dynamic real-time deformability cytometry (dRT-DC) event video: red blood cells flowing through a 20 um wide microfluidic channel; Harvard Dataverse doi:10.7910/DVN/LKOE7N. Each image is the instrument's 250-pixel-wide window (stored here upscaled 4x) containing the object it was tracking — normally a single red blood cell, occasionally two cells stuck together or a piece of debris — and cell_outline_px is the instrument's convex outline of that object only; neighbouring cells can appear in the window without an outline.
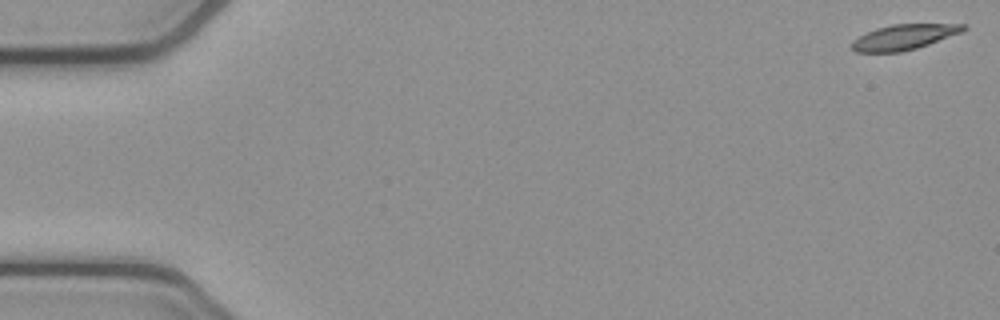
{"species": "common noctule bat (a hibernating species)", "species_latin": "Nyctalus noctula", "temperature_condition": "cold", "stored_images_in_passage": 54, "camera_frame_rate_fps": 3000, "um_per_image_px": 0.085, "animal": {"sex": "female", "body_mass_g": 21.9}, "frame": {"image": 1, "passage_image": 1, "time_ms": 0.0, "image_size_px": [1000, 320], "cell_outline_px": [[968, 28], [964, 32], [916, 48], [900, 52], [856, 52], [852, 48], [852, 40], [876, 28], [892, 24], [968, 24]], "centroid_in_image_um": [76.89, 3.14], "position_along_channel_um": 8.1, "area_um2": 16.42}}
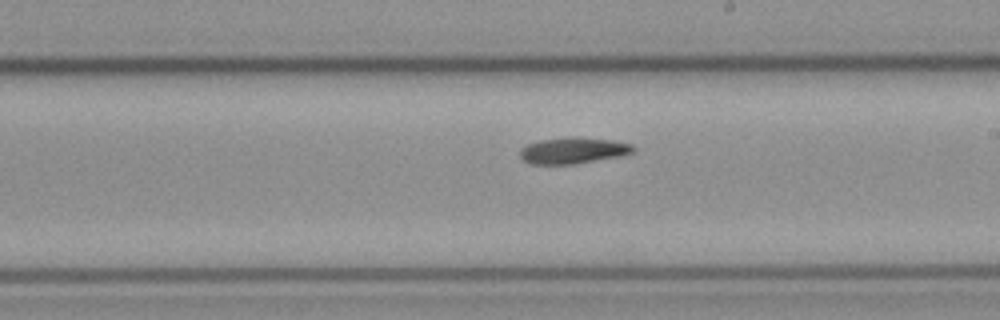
{"frame": {"image": 2, "passage_image": 31, "time_ms": 10.0, "image_size_px": [1000, 320], "cell_outline_px": [[636, 152], [620, 156], [576, 164], [528, 164], [520, 160], [520, 148], [528, 144], [540, 140], [576, 136], [612, 140], [632, 144], [636, 148]], "centroid_in_image_um": [48.72, 12.8], "position_along_channel_um": 240.3, "area_um2": 17.63}}
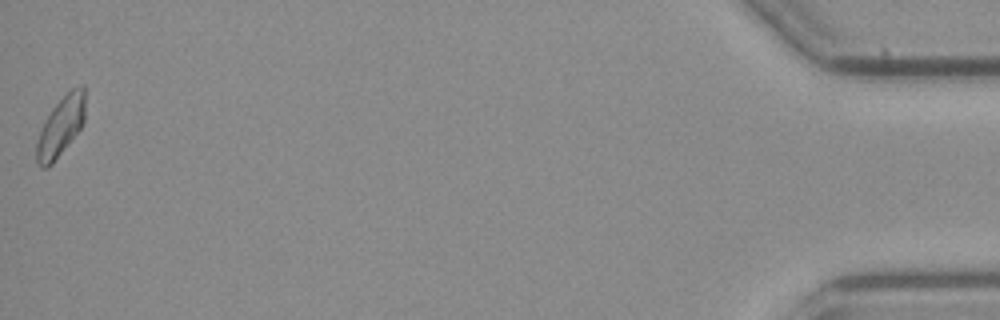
{"frame": {"image": 3, "passage_image": 54, "time_ms": 17.667, "image_size_px": [1000, 320], "cell_outline_px": [[84, 120], [80, 128], [52, 164], [48, 168], [40, 168], [36, 160], [36, 144], [40, 132], [52, 108], [72, 88], [80, 84], [84, 84]], "centroid_in_image_um": [5.16, 10.76], "position_along_channel_um": 430.0, "area_um2": 16.42}}